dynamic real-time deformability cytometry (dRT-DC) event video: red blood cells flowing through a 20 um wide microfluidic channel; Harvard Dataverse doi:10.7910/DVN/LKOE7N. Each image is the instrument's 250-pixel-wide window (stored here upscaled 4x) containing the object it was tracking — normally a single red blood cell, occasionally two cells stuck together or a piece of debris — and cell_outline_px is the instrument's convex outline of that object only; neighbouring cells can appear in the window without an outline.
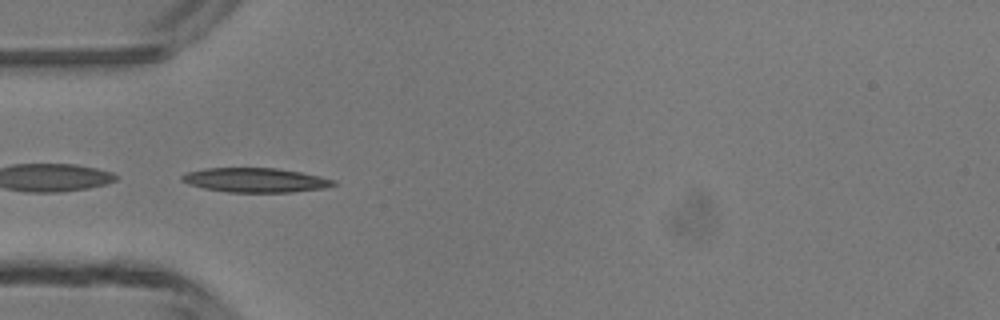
{"species": "common noctule bat (a hibernating species)", "species_latin": "Nyctalus noctula", "temperature_condition": "room temperature", "stored_images_in_passage": 6, "camera_frame_rate_fps": 3000, "um_per_image_px": 0.085, "animal": {"sex": "male", "body_mass_g": 13.3}, "frame": {"image": 1, "passage_image": 5, "time_ms": 4.667, "image_size_px": [1000, 320], "cell_outline_px": [[336, 184], [324, 188], [292, 192], [228, 192], [204, 188], [188, 184], [180, 180], [180, 176], [188, 172], [204, 168], [276, 168], [300, 172], [320, 176], [336, 180]], "centroid_in_image_um": [21.69, 15.31], "position_along_channel_um": 63.3, "area_um2": 21.5}}